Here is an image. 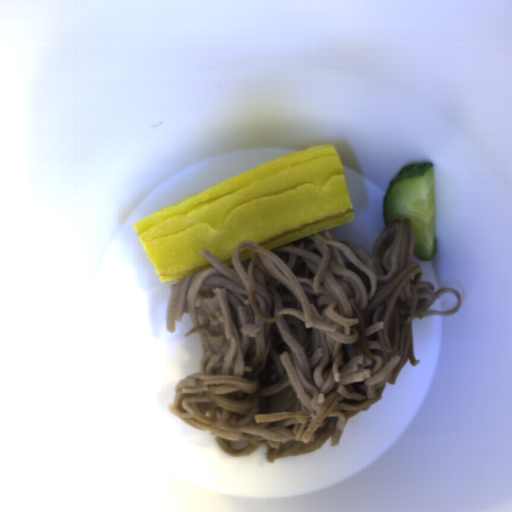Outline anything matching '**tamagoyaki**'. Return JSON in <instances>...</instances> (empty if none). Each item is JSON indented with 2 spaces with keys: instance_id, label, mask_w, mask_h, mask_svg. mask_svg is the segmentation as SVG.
<instances>
[{
  "instance_id": "833754b4",
  "label": "tamagoyaki",
  "mask_w": 512,
  "mask_h": 512,
  "mask_svg": "<svg viewBox=\"0 0 512 512\" xmlns=\"http://www.w3.org/2000/svg\"><path fill=\"white\" fill-rule=\"evenodd\" d=\"M238 258L241 261H244L246 259H249V258H252V254L250 253L249 250H247L246 248H239V251H238Z\"/></svg>"
},
{
  "instance_id": "81b7327e",
  "label": "tamagoyaki",
  "mask_w": 512,
  "mask_h": 512,
  "mask_svg": "<svg viewBox=\"0 0 512 512\" xmlns=\"http://www.w3.org/2000/svg\"><path fill=\"white\" fill-rule=\"evenodd\" d=\"M353 205L335 145L286 153L132 226L161 282L232 265L240 242L273 250L352 222Z\"/></svg>"
}]
</instances>
